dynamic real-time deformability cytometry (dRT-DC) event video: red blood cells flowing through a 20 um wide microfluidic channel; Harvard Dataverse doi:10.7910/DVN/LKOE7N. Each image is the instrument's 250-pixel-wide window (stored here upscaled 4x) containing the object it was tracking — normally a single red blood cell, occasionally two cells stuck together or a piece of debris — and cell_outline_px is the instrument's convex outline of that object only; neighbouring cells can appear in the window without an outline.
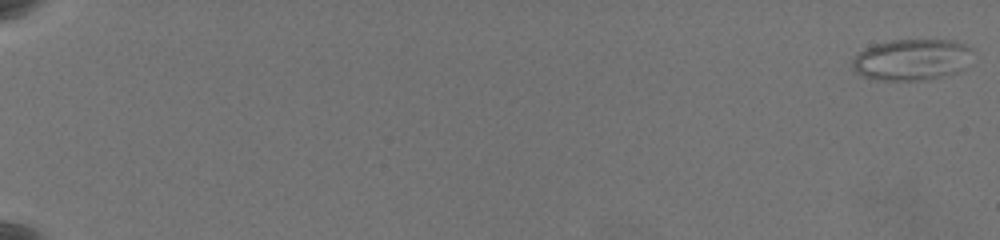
{"species": "common noctule bat (a hibernating species)", "species_latin": "Nyctalus noctula", "temperature_condition": "warm", "stored_images_in_passage": 65, "camera_frame_rate_fps": 3000, "um_per_image_px": 0.085, "animal": {"sex": "female", "body_mass_g": 19.5, "forearm_length_mm": 54.1}, "frame": {"image": 1, "passage_image": 1, "time_ms": 0.0, "image_size_px": [1000, 240], "cell_outline_px": [[976, 52], [964, 68], [956, 72], [928, 80], [876, 80], [864, 76], [856, 72], [852, 68], [852, 60], [864, 48], [876, 44], [892, 40], [956, 40], [972, 48]], "centroid_in_image_um": [77.55, 5.07], "position_along_channel_um": 7.5, "area_um2": 29.19}}
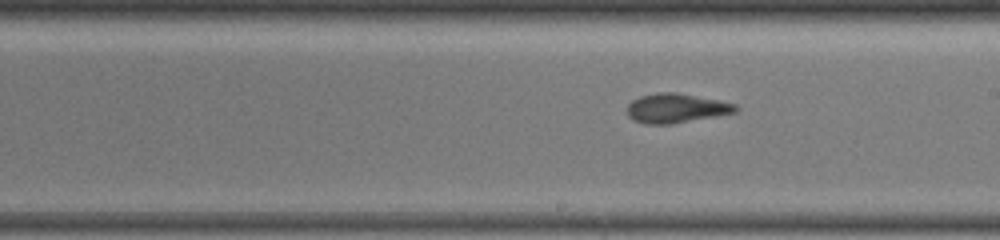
{"frame": {"image": 2, "passage_image": 41, "time_ms": 13.333, "image_size_px": [1000, 240], "cell_outline_px": [[740, 108], [736, 112], [716, 116], [672, 124], [644, 124], [632, 120], [628, 116], [628, 104], [632, 100], [640, 96], [656, 92], [676, 92], [736, 104]], "centroid_in_image_um": [57.45, 9.2], "position_along_channel_um": 231.6, "area_um2": 18.55}}
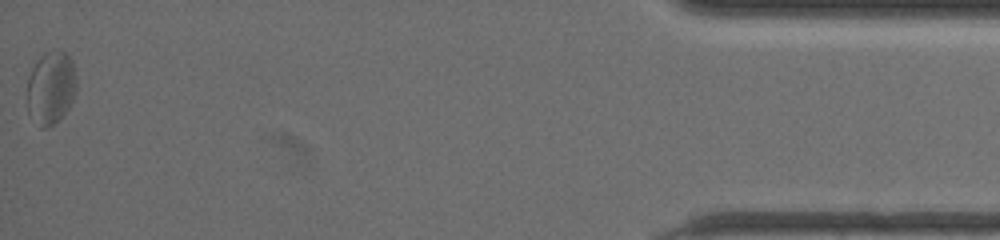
{"frame": {"image": 3, "passage_image": 65, "time_ms": 21.333, "image_size_px": [1000, 240], "cell_outline_px": [[76, 92], [68, 108], [48, 128], [40, 128], [28, 112], [28, 76], [36, 60], [44, 52], [56, 48], [64, 52], [72, 60], [76, 76]], "centroid_in_image_um": [4.32, 7.41], "position_along_channel_um": 430.9, "area_um2": 21.04}, "authors_computed_cell_mechanics": {"area_um2": 19.4208, "velocity_mm_per_s": 3.4445, "shape_relaxation_time_tau1_ms": 7.2877, "shape_relaxation_time_tau2_ms": 1.9029, "deformation_change_tau1": 0.1514, "deformation_change_tau2": 0.0869}}